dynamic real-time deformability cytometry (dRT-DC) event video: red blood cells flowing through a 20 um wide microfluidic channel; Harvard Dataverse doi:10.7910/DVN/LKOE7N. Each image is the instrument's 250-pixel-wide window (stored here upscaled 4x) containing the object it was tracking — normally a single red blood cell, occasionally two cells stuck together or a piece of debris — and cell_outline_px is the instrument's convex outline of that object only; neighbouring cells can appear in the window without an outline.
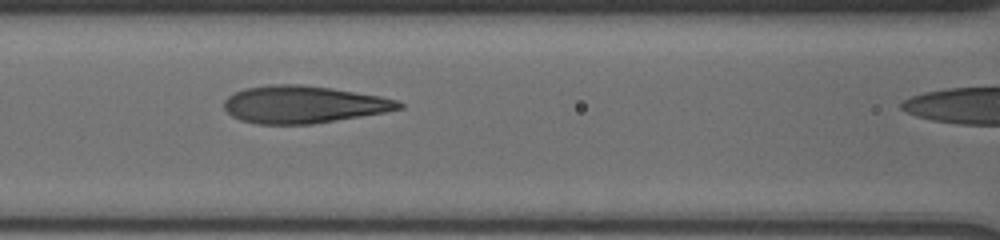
{"species": "human", "species_latin": "Homo sapiens", "temperature_condition": "cold", "stored_images_in_passage": 16, "camera_frame_rate_fps": 3000, "um_per_image_px": 0.085, "donor": {"sex": "male"}, "frame": {"image": 1, "passage_image": 13, "time_ms": 7.667, "image_size_px": [1000, 240], "cell_outline_px": [[404, 108], [384, 112], [312, 124], [256, 124], [240, 120], [232, 116], [224, 108], [224, 100], [228, 96], [244, 88], [268, 84], [300, 84], [332, 88], [380, 96], [396, 100], [404, 104]], "centroid_in_image_um": [25.77, 8.87], "position_along_channel_um": 140.8, "area_um2": 38.03}}